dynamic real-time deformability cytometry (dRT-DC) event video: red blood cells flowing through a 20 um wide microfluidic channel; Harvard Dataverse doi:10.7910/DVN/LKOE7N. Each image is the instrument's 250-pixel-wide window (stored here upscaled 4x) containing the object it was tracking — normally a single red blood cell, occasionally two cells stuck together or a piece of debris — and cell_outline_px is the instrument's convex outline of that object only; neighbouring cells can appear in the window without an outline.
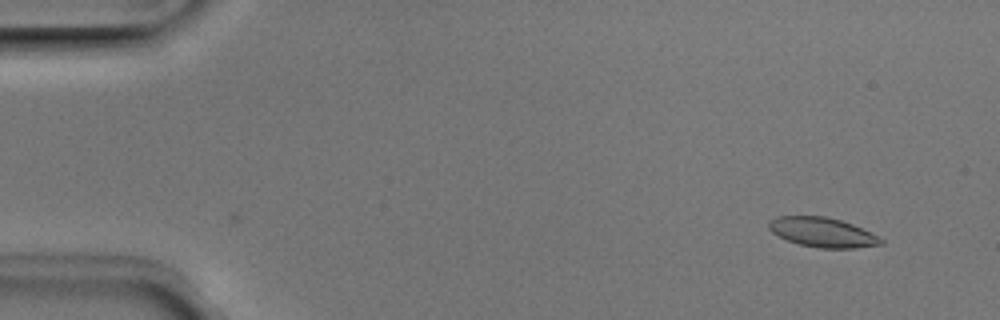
{"species": "Egyptian fruit bat (a non-hibernating species)", "species_latin": "Rousettus aegyptiacus", "temperature_condition": "room temperature", "stored_images_in_passage": 43, "camera_frame_rate_fps": 3000, "um_per_image_px": 0.085, "animal": {"sex": "male"}, "frame": {"image": 1, "passage_image": 1, "time_ms": 0.0, "image_size_px": [1000, 320], "cell_outline_px": [[884, 244], [856, 248], [820, 248], [800, 244], [788, 240], [772, 232], [768, 228], [768, 220], [776, 216], [824, 216], [840, 220], [852, 224], [880, 236], [884, 240]], "centroid_in_image_um": [69.93, 19.74], "position_along_channel_um": 15.1, "area_um2": 19.36}}
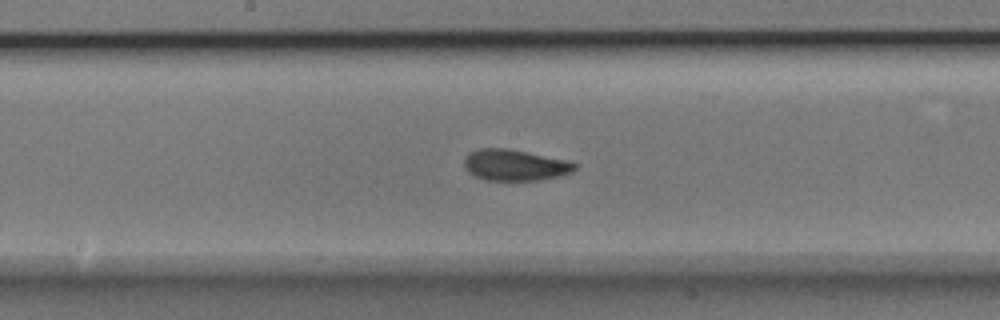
{"frame": {"image": 2, "passage_image": 24, "time_ms": 7.667, "image_size_px": [1000, 320], "cell_outline_px": [[576, 168], [572, 172], [560, 176], [540, 180], [484, 180], [468, 172], [464, 168], [464, 156], [468, 152], [480, 148], [508, 148], [528, 152], [564, 160], [576, 164]], "centroid_in_image_um": [43.71, 14.03], "position_along_channel_um": 204.5, "area_um2": 20.11}}
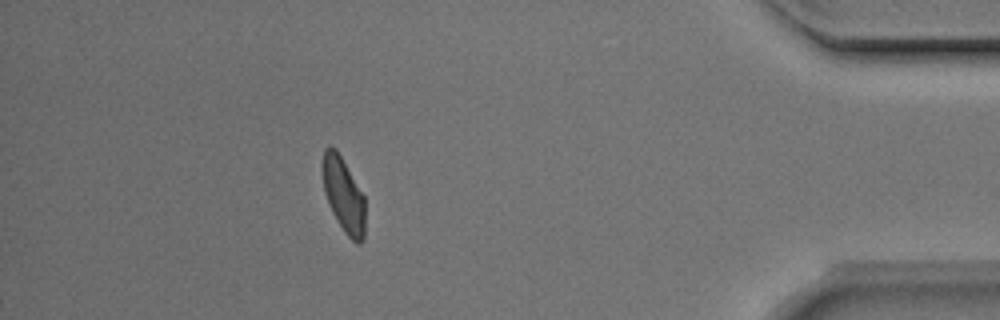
{"frame": {"image": 3, "passage_image": 43, "time_ms": 14.0, "image_size_px": [1000, 320], "cell_outline_px": [[364, 240], [360, 244], [356, 244], [344, 232], [336, 220], [328, 204], [324, 192], [320, 168], [320, 164], [324, 148], [336, 148], [364, 196]], "centroid_in_image_um": [29.16, 16.56], "position_along_channel_um": 406.0, "area_um2": 18.79}, "authors_computed_cell_mechanics": {"area_um2": 19.7676, "velocity_mm_per_s": 3.9306, "shape_relaxation_time_tau1_ms": 1.8841, "shape_relaxation_time_tau2_ms": 1.4833, "deformation_change_tau1": 0.1179, "deformation_change_tau2": 0.0659}}